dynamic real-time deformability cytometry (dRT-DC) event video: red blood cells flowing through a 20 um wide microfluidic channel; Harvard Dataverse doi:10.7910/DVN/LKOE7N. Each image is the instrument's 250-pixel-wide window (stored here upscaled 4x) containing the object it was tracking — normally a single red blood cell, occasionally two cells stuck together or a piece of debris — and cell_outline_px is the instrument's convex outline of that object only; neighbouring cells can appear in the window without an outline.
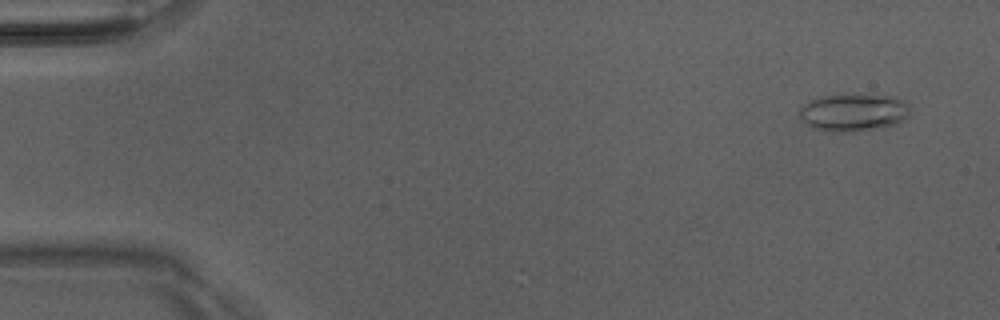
{"species": "Egyptian fruit bat (a non-hibernating species)", "species_latin": "Rousettus aegyptiacus", "temperature_condition": "room temperature", "stored_images_in_passage": 11, "camera_frame_rate_fps": 3000, "um_per_image_px": 0.085, "animal": {"sex": "male"}, "frame": {"image": 1, "passage_image": 3, "time_ms": 0.667, "image_size_px": [1000, 320], "cell_outline_px": [[912, 116], [888, 128], [856, 132], [824, 132], [812, 128], [800, 116], [800, 108], [804, 104], [812, 100], [824, 96], [896, 96], [904, 100], [908, 104]], "centroid_in_image_um": [72.64, 9.61], "position_along_channel_um": 12.4, "area_um2": 24.39}}